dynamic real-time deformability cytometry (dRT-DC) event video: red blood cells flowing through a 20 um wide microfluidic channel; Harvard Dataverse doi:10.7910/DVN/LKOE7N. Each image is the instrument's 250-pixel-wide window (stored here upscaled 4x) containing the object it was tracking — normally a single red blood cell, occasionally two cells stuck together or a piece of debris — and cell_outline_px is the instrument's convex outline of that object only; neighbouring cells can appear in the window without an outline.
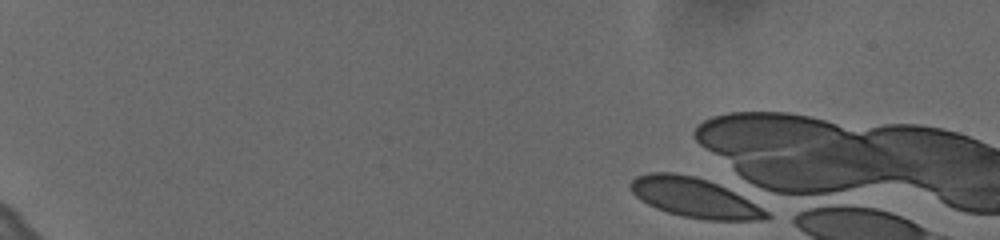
{"species": "human", "species_latin": "Homo sapiens", "temperature_condition": "cold", "stored_images_in_passage": 1, "camera_frame_rate_fps": 3000, "um_per_image_px": 0.085, "donor": {"sex": "female"}, "frame": {"image": 1, "passage_image": 1, "time_ms": 0.0, "image_size_px": [1000, 240], "cell_outline_px": [[776, 216], [768, 220], [704, 220], [684, 216], [668, 212], [656, 208], [648, 204], [636, 196], [632, 192], [632, 180], [636, 176], [648, 172], [672, 172], [696, 176], [708, 180], [748, 200]], "centroid_in_image_um": [59.05, 16.81], "position_along_channel_um": 26.0, "area_um2": 30.98}}